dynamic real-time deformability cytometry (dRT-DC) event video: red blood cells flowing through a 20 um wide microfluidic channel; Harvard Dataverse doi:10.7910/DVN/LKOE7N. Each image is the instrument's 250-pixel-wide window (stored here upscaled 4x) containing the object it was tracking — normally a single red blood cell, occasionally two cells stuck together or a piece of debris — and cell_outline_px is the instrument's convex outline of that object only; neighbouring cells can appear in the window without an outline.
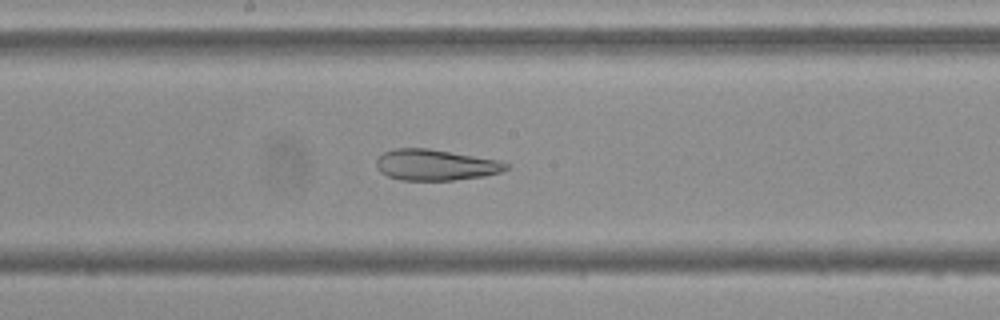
{"species": "Egyptian fruit bat (a non-hibernating species)", "species_latin": "Rousettus aegyptiacus", "temperature_condition": "cold", "stored_images_in_passage": 54, "segment_of_instrument_passage": [1, 2], "camera_frame_rate_fps": 3000, "um_per_image_px": 0.085, "frame": {"image": 1, "passage_image": 27, "time_ms": 8.667, "image_size_px": [1000, 320], "cell_outline_px": [[508, 168], [500, 172], [484, 176], [452, 180], [400, 180], [388, 176], [380, 172], [376, 168], [376, 160], [384, 152], [392, 148], [428, 148], [500, 160], [508, 164]], "centroid_in_image_um": [36.99, 14.01], "position_along_channel_um": 211.2, "area_um2": 23.47}}
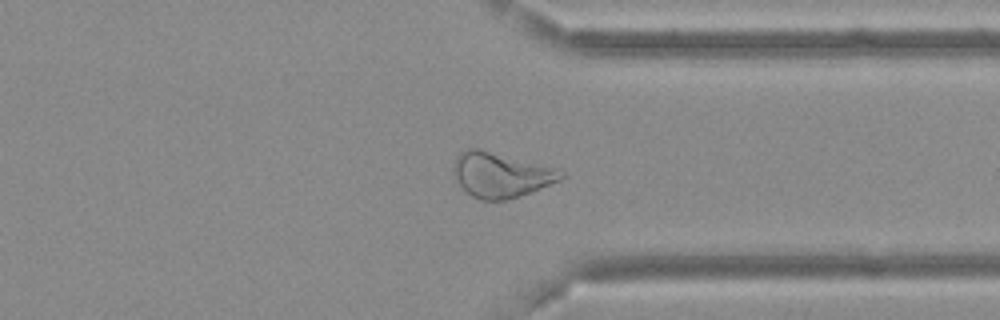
{"frame": {"image": 2, "passage_image": 40, "time_ms": 13.0, "image_size_px": [1000, 320], "cell_outline_px": [[564, 176], [560, 180], [532, 192], [520, 196], [504, 200], [480, 200], [472, 196], [456, 180], [452, 168], [452, 164], [456, 156], [460, 152], [468, 148], [480, 148], [560, 168], [564, 172]], "centroid_in_image_um": [42.59, 14.84], "position_along_channel_um": 368.8, "area_um2": 28.55}}
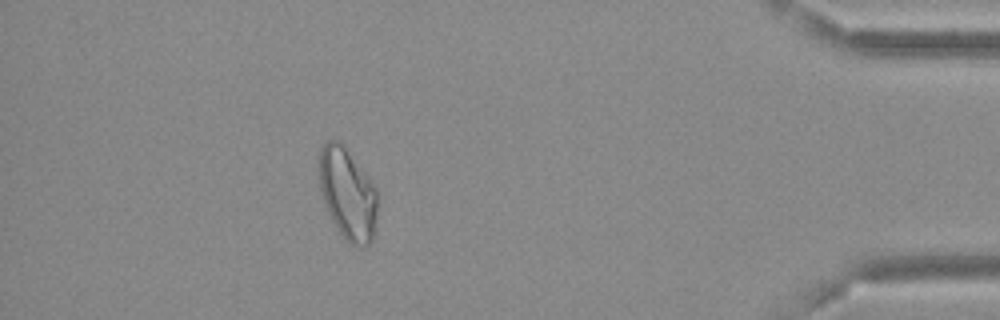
{"frame": {"image": 3, "passage_image": 47, "time_ms": 15.333, "image_size_px": [1000, 320], "cell_outline_px": [[376, 232], [372, 240], [364, 248], [356, 248], [336, 228], [324, 204], [320, 188], [316, 168], [320, 148], [328, 140], [340, 140], [376, 188]], "centroid_in_image_um": [29.51, 16.47], "position_along_channel_um": 405.7, "area_um2": 31.5}}